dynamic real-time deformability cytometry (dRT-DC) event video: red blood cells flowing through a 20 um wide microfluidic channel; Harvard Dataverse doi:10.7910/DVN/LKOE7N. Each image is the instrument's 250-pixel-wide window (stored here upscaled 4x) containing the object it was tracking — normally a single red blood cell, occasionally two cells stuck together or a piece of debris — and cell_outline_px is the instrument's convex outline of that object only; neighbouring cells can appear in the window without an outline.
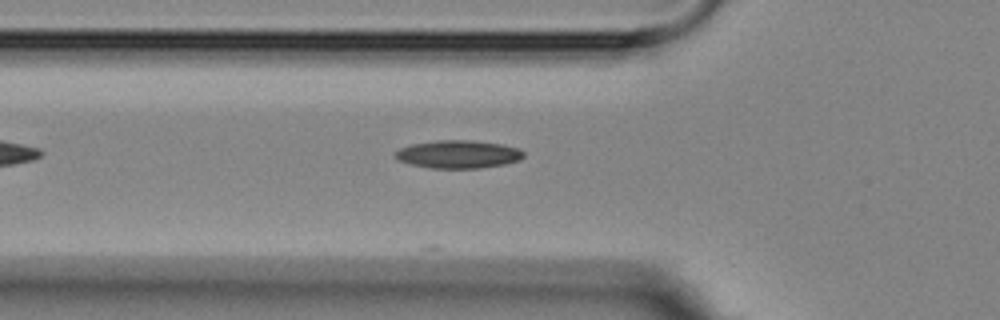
{"species": "Egyptian fruit bat (a non-hibernating species)", "species_latin": "Rousettus aegyptiacus", "temperature_condition": "room temperature", "stored_images_in_passage": 5, "camera_frame_rate_fps": 3000, "um_per_image_px": 0.085, "animal": {"sex": "female"}, "frame": {"image": 1, "passage_image": 5, "time_ms": 5.333, "image_size_px": [1000, 320], "cell_outline_px": [[524, 156], [520, 160], [504, 164], [480, 168], [432, 168], [412, 164], [396, 160], [392, 156], [400, 148], [412, 144], [440, 140], [472, 140], [500, 144], [520, 148], [524, 152]], "centroid_in_image_um": [38.95, 13.11], "position_along_channel_um": 86.8, "area_um2": 20.92}}